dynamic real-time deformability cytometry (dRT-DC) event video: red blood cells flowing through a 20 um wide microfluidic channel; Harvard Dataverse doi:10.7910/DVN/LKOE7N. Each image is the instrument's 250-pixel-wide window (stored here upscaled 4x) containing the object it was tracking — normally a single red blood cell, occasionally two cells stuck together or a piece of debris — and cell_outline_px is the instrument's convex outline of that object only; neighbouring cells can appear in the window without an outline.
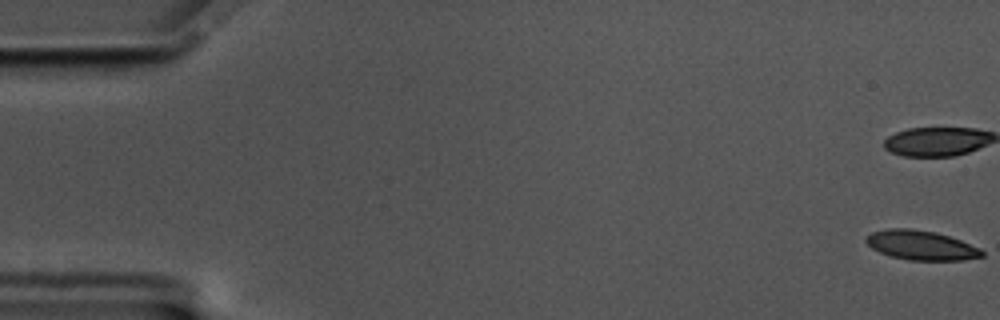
{"species": "common noctule bat (a hibernating species)", "species_latin": "Nyctalus noctula", "temperature_condition": "cold", "stored_images_in_passage": 58, "camera_frame_rate_fps": 3000, "um_per_image_px": 0.085, "animal": {"sex": "male", "body_mass_g": 17.5, "forearm_length_mm": 52.3}, "frame": {"image": 1, "passage_image": 1, "time_ms": 0.0, "image_size_px": [1000, 320], "cell_outline_px": [[984, 256], [964, 260], [908, 260], [892, 256], [880, 252], [872, 248], [864, 240], [872, 232], [888, 228], [912, 228], [936, 232], [960, 240], [980, 248], [984, 252]], "centroid_in_image_um": [78.31, 20.84], "position_along_channel_um": 6.7, "area_um2": 19.83}}